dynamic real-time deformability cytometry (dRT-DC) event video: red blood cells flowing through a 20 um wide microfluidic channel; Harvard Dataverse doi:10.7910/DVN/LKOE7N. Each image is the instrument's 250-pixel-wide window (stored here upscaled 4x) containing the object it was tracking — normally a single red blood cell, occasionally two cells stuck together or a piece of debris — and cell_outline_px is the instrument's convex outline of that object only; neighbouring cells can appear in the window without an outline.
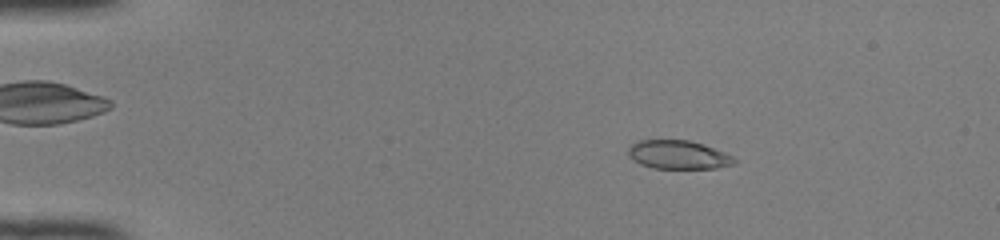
{"species": "common noctule bat (a hibernating species)", "species_latin": "Nyctalus noctula", "temperature_condition": "room temperature", "stored_images_in_passage": 50, "camera_frame_rate_fps": 3000, "um_per_image_px": 0.085, "animal": {"sex": "female", "body_mass_g": 22.0, "forearm_length_mm": 56.7}, "frame": {"image": 1, "passage_image": 9, "time_ms": 2.667, "image_size_px": [1000, 240], "cell_outline_px": [[736, 164], [716, 168], [652, 168], [640, 164], [632, 160], [628, 152], [628, 148], [632, 144], [640, 140], [688, 140], [704, 144], [724, 152], [732, 156], [736, 160]], "centroid_in_image_um": [57.65, 13.15], "position_along_channel_um": 27.3, "area_um2": 17.69}}
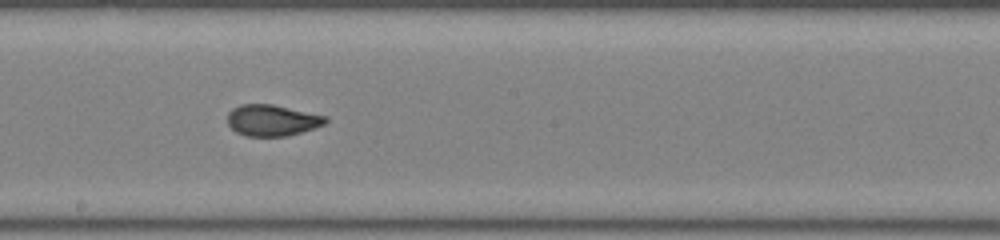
{"frame": {"image": 2, "passage_image": 29, "time_ms": 9.333, "image_size_px": [1000, 240], "cell_outline_px": [[328, 120], [324, 124], [300, 132], [284, 136], [244, 136], [236, 132], [228, 124], [228, 112], [232, 108], [240, 104], [272, 104], [328, 116]], "centroid_in_image_um": [23.11, 10.21], "position_along_channel_um": 225.1, "area_um2": 17.8}}
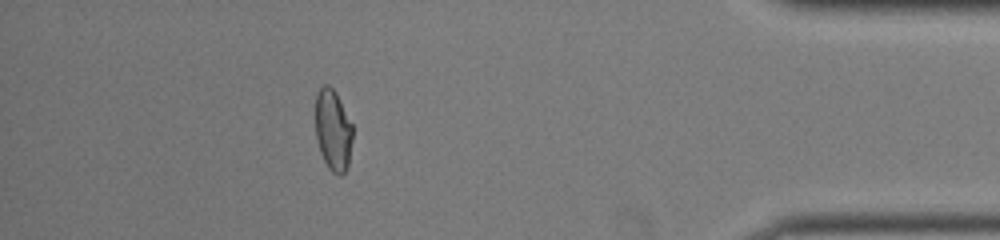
{"frame": {"image": 3, "passage_image": 45, "time_ms": 14.667, "image_size_px": [1000, 240], "cell_outline_px": [[352, 140], [348, 164], [344, 172], [340, 176], [332, 172], [328, 168], [320, 152], [316, 136], [316, 92], [324, 84], [328, 84], [336, 92], [352, 124]], "centroid_in_image_um": [28.3, 11.05], "position_along_channel_um": 406.9, "area_um2": 17.57}, "authors_computed_cell_mechanics": {"area_um2": 18.2648, "velocity_mm_per_s": 4.1437, "shape_relaxation_time_tau1_ms": 10.7147, "shape_relaxation_time_tau2_ms": 0.6511, "deformation_change_tau1": 0.2763, "deformation_change_tau2": 0.0544}}